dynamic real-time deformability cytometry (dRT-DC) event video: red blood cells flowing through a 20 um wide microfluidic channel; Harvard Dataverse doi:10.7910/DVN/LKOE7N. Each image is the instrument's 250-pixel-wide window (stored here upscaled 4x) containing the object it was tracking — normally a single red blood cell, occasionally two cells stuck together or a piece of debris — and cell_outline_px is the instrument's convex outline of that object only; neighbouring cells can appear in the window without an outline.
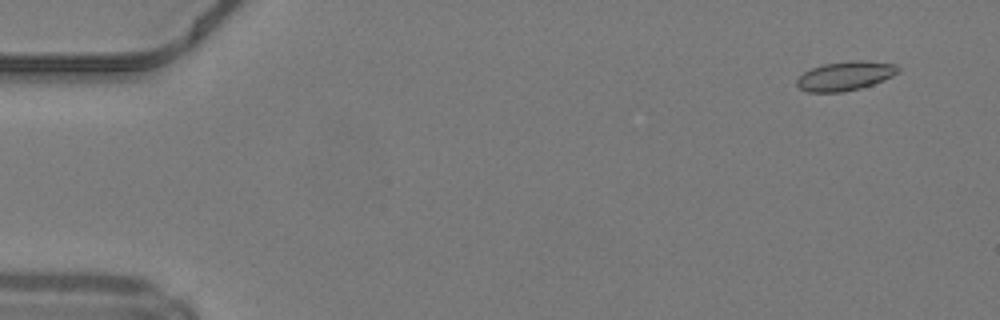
{"species": "common noctule bat (a hibernating species)", "species_latin": "Nyctalus noctula", "temperature_condition": "warm", "stored_images_in_passage": 49, "camera_frame_rate_fps": 3000, "um_per_image_px": 0.085, "animal": {"sex": "male", "body_mass_g": 19.2, "forearm_length_mm": 51.8}, "frame": {"image": 1, "passage_image": 4, "time_ms": 1.0, "image_size_px": [1000, 320], "cell_outline_px": [[900, 72], [884, 80], [860, 88], [844, 92], [808, 92], [800, 88], [796, 84], [796, 80], [804, 72], [812, 68], [824, 64], [848, 60], [868, 60], [896, 64], [900, 68]], "centroid_in_image_um": [71.88, 6.44], "position_along_channel_um": 13.1, "area_um2": 17.34}}
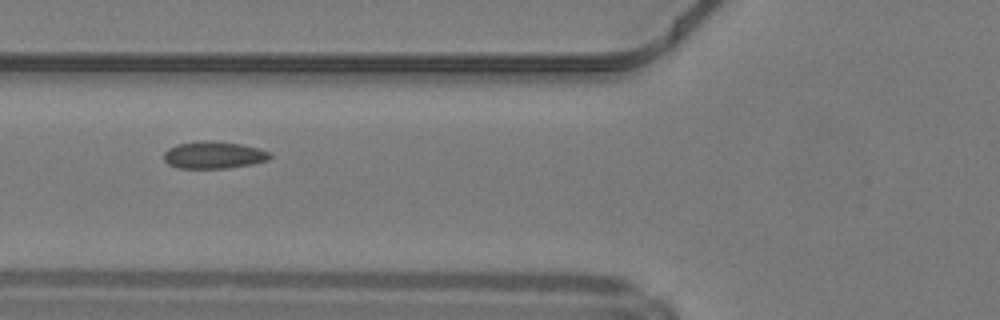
{"frame": {"image": 2, "passage_image": 20, "time_ms": 6.333, "image_size_px": [1000, 320], "cell_outline_px": [[272, 156], [268, 160], [252, 164], [228, 168], [176, 168], [168, 164], [164, 160], [164, 152], [168, 148], [176, 144], [204, 140], [240, 144], [260, 148], [272, 152]], "centroid_in_image_um": [18.17, 13.18], "position_along_channel_um": 107.6, "area_um2": 16.94}}
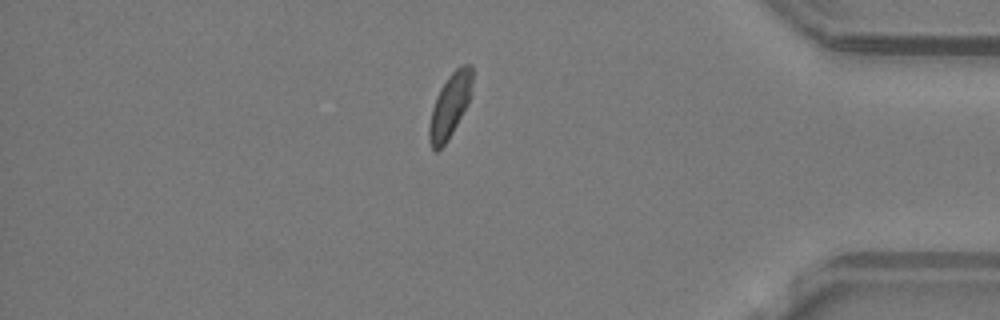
{"frame": {"image": 3, "passage_image": 43, "time_ms": 14.0, "image_size_px": [1000, 320], "cell_outline_px": [[472, 80], [468, 104], [448, 140], [436, 152], [432, 148], [428, 140], [428, 124], [432, 108], [436, 96], [440, 88], [448, 76], [456, 68], [464, 64], [472, 64]], "centroid_in_image_um": [38.21, 8.99], "position_along_channel_um": 397.0, "area_um2": 16.07}}